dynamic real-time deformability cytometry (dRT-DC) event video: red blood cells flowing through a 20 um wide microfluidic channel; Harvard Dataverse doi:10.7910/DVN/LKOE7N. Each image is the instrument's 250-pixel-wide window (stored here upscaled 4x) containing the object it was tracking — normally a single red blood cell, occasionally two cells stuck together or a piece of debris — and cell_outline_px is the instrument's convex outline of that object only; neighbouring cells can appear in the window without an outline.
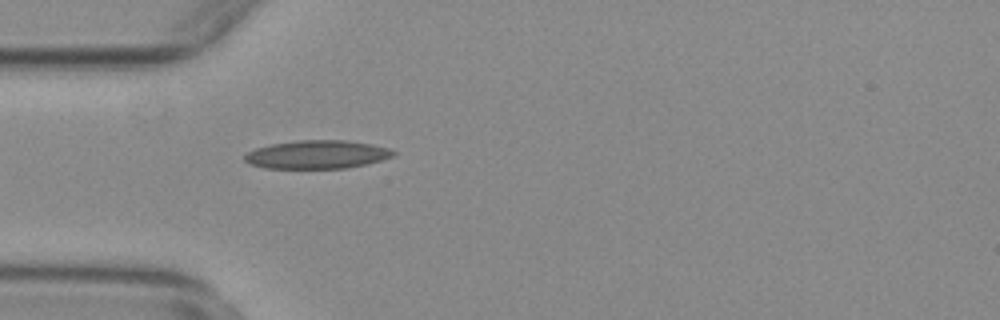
{"species": "common noctule bat (a hibernating species)", "species_latin": "Nyctalus noctula", "temperature_condition": "warm", "stored_images_in_passage": 48, "camera_frame_rate_fps": 3000, "um_per_image_px": 0.085, "animal": {"sex": "female", "body_mass_g": 29.2, "forearm_length_mm": 56.3}, "frame": {"image": 1, "passage_image": 10, "time_ms": 3.0, "image_size_px": [1000, 320], "cell_outline_px": [[396, 152], [392, 156], [380, 160], [364, 164], [344, 168], [264, 168], [252, 164], [244, 160], [244, 156], [248, 152], [256, 148], [272, 144], [300, 140], [344, 140], [372, 144], [388, 148]], "centroid_in_image_um": [26.93, 13.13], "position_along_channel_um": 58.1, "area_um2": 24.22}}
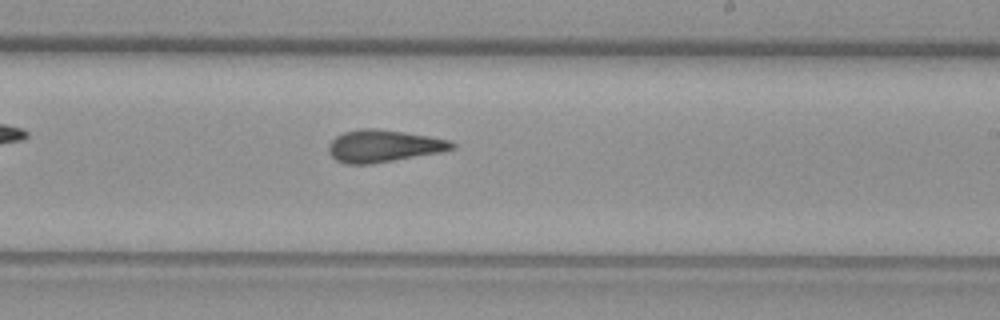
{"frame": {"image": 2, "passage_image": 26, "time_ms": 8.333, "image_size_px": [1000, 320], "cell_outline_px": [[456, 148], [440, 152], [372, 164], [344, 164], [336, 160], [328, 152], [328, 144], [336, 136], [344, 132], [364, 128], [372, 128], [404, 132], [428, 136], [448, 140], [456, 144]], "centroid_in_image_um": [32.57, 12.42], "position_along_channel_um": 256.4, "area_um2": 23.06}}
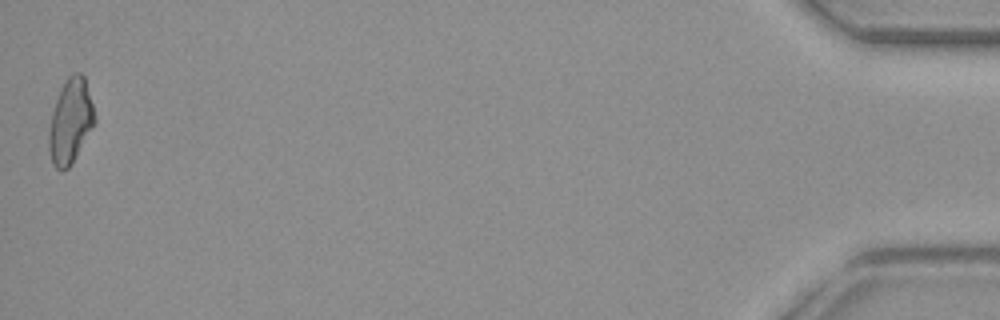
{"frame": {"image": 3, "passage_image": 48, "time_ms": 15.667, "image_size_px": [1000, 320], "cell_outline_px": [[96, 124], [68, 168], [64, 172], [60, 172], [52, 164], [48, 148], [48, 132], [52, 112], [60, 88], [68, 76], [72, 72], [80, 72], [84, 76], [96, 116]], "centroid_in_image_um": [5.99, 10.32], "position_along_channel_um": 429.2, "area_um2": 22.83}, "authors_computed_cell_mechanics": {"area_um2": 22.7732, "velocity_mm_per_s": 3.7707, "shape_relaxation_time_tau1_ms": null, "shape_relaxation_time_tau2_ms": 2.7889, "deformation_change_tau1": null, "deformation_change_tau2": 0.1134}}